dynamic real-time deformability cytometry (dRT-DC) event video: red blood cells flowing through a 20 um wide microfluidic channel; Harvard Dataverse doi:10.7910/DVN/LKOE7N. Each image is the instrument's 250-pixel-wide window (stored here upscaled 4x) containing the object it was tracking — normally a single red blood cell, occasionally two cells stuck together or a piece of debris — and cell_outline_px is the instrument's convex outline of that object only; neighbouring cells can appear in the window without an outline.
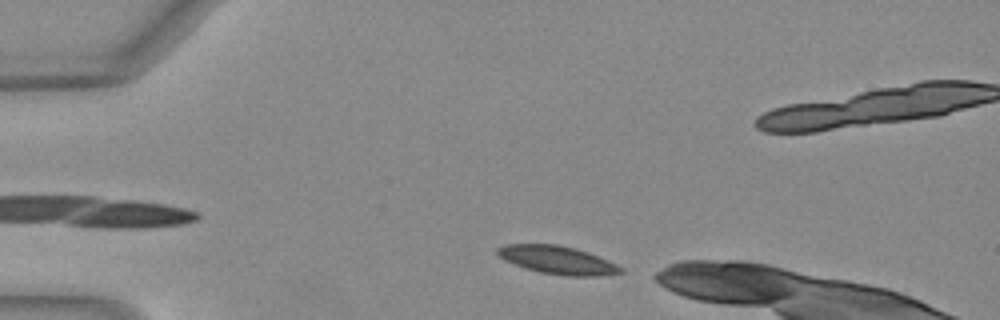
{"species": "Egyptian fruit bat (a non-hibernating species)", "species_latin": "Rousettus aegyptiacus", "temperature_condition": "warm", "stored_images_in_passage": 35, "camera_frame_rate_fps": 3000, "um_per_image_px": 0.085, "animal": {"sex": "female"}, "frame": {"image": 1, "passage_image": 1, "time_ms": 0.0, "image_size_px": [1000, 320], "cell_outline_px": [[624, 272], [596, 276], [568, 276], [540, 272], [524, 268], [504, 260], [496, 252], [496, 248], [504, 244], [556, 244], [588, 252], [608, 260], [624, 268]], "centroid_in_image_um": [47.37, 22.1], "position_along_channel_um": 37.6, "area_um2": 20.11}}
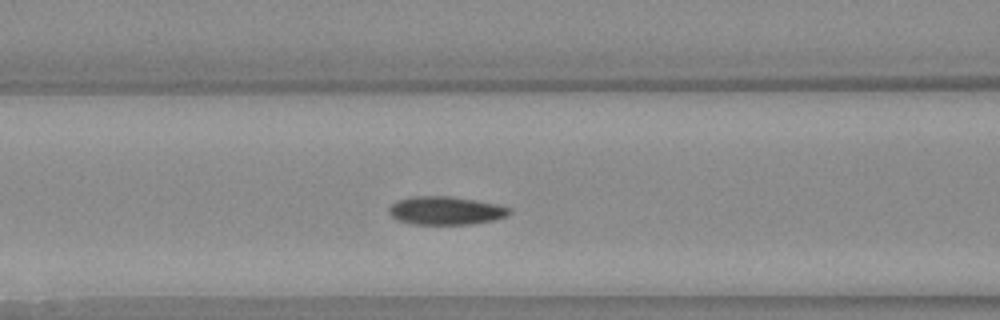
{"frame": {"image": 2, "passage_image": 11, "time_ms": 3.333, "image_size_px": [1000, 320], "cell_outline_px": [[512, 212], [508, 216], [492, 220], [472, 224], [412, 224], [396, 220], [388, 212], [388, 208], [396, 200], [408, 196], [452, 196], [496, 204], [512, 208]], "centroid_in_image_um": [37.86, 17.89], "position_along_channel_um": 128.7, "area_um2": 20.06}}
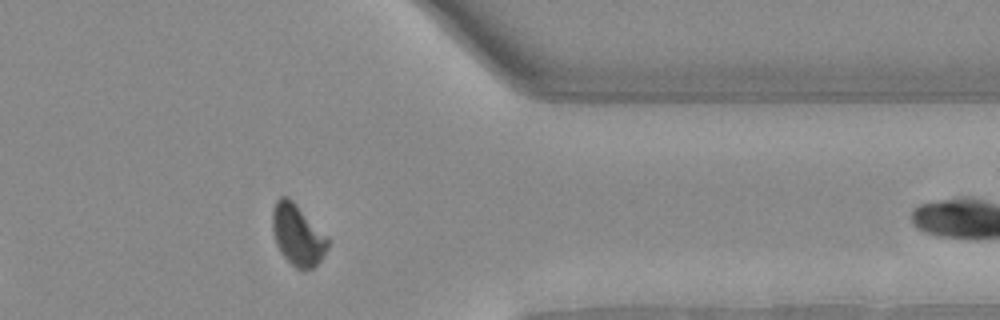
{"frame": {"image": 3, "passage_image": 31, "time_ms": 10.0, "image_size_px": [1000, 320], "cell_outline_px": [[328, 248], [320, 260], [312, 268], [304, 272], [296, 268], [280, 252], [276, 244], [272, 228], [272, 208], [276, 200], [280, 196], [288, 196], [296, 204], [328, 240]], "centroid_in_image_um": [25.25, 19.98], "position_along_channel_um": 386.2, "area_um2": 19.36}}